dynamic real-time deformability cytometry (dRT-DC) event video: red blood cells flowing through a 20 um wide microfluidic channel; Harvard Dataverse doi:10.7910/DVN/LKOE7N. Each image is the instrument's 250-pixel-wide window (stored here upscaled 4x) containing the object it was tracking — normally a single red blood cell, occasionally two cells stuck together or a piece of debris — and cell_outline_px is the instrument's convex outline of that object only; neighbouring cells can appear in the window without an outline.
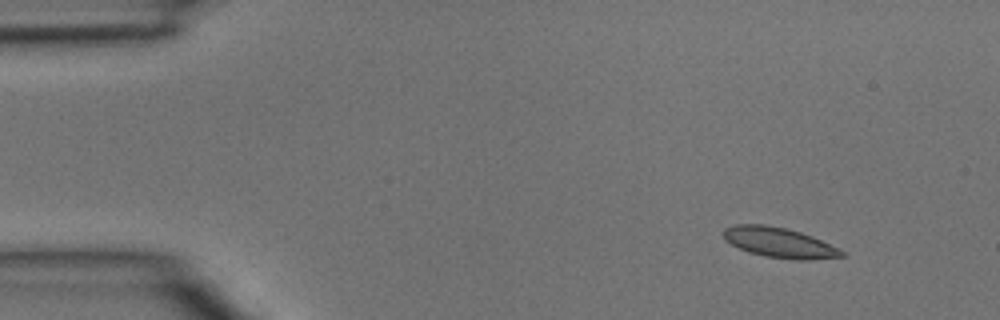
{"species": "common noctule bat (a hibernating species)", "species_latin": "Nyctalus noctula", "temperature_condition": "room temperature", "stored_images_in_passage": 4, "segment_of_instrument_passage": [1, 2], "camera_frame_rate_fps": 3000, "um_per_image_px": 0.085, "animal": {"sex": "male", "body_mass_g": 15.6}, "frame": {"image": 1, "passage_image": 1, "time_ms": 0.0, "image_size_px": [1000, 320], "cell_outline_px": [[844, 256], [808, 260], [796, 260], [764, 256], [748, 252], [724, 240], [724, 228], [736, 224], [764, 224], [784, 228], [800, 232], [812, 236], [840, 248], [844, 252]], "centroid_in_image_um": [66.25, 20.62], "position_along_channel_um": 18.8, "area_um2": 20.69}}